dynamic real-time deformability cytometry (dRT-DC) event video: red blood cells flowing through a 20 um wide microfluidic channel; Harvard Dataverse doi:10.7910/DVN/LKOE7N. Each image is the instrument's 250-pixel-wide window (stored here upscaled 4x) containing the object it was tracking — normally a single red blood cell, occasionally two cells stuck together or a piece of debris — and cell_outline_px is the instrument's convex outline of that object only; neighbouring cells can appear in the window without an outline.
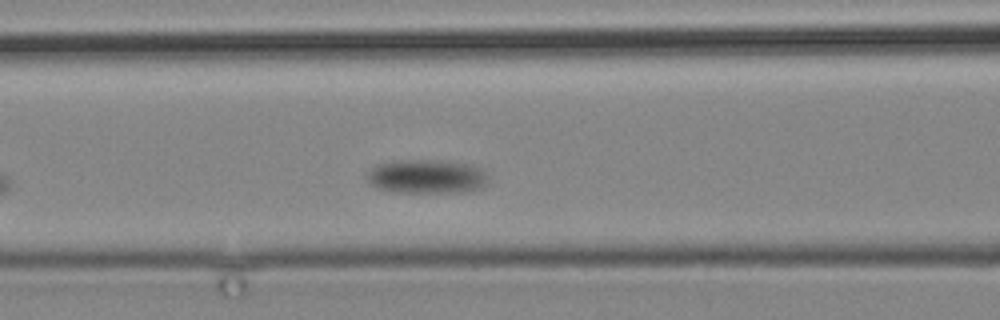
{"species": "common noctule bat (a hibernating species)", "species_latin": "Nyctalus noctula", "temperature_condition": "cold", "stored_images_in_passage": 4, "camera_frame_rate_fps": 3000, "um_per_image_px": 0.085, "animal": {"sex": "male", "body_mass_g": 19.2, "forearm_length_mm": 51.8}, "frame": {"image": 1, "passage_image": 4, "time_ms": 3.333, "image_size_px": [1000, 320], "cell_outline_px": [[488, 180], [480, 188], [468, 192], [392, 192], [376, 188], [368, 184], [364, 172], [376, 164], [392, 160], [440, 160], [472, 164], [484, 172], [488, 176]], "centroid_in_image_um": [36.18, 15.0], "position_along_channel_um": 130.4, "area_um2": 24.57}}